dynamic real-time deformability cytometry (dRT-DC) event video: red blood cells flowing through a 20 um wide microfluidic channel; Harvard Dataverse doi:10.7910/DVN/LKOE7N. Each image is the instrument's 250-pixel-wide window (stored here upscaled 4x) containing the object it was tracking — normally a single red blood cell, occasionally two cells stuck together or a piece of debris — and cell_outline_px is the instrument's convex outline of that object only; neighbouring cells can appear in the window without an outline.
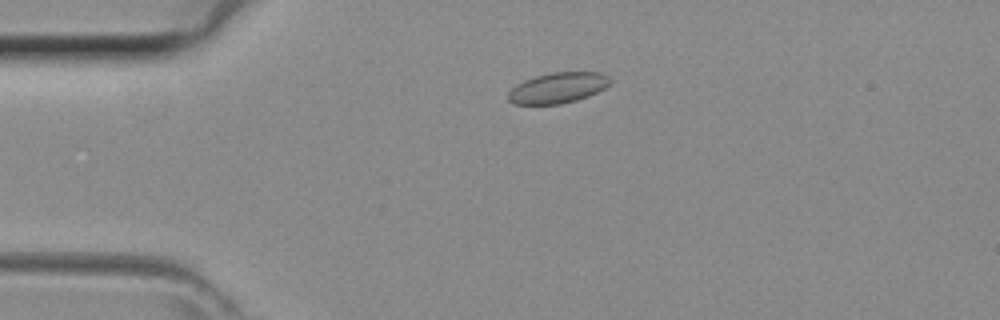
{"species": "common noctule bat (a hibernating species)", "species_latin": "Nyctalus noctula", "temperature_condition": "room temperature", "stored_images_in_passage": 36, "camera_frame_rate_fps": 3000, "um_per_image_px": 0.085, "animal": {"sex": "female", "body_mass_g": 29.2, "forearm_length_mm": 56.3}, "frame": {"image": 1, "passage_image": 3, "time_ms": 0.667, "image_size_px": [1000, 320], "cell_outline_px": [[612, 80], [604, 88], [588, 96], [576, 100], [560, 104], [512, 104], [508, 100], [508, 92], [516, 84], [524, 80], [536, 76], [552, 72], [604, 72]], "centroid_in_image_um": [47.41, 7.46], "position_along_channel_um": 37.6, "area_um2": 18.21}}
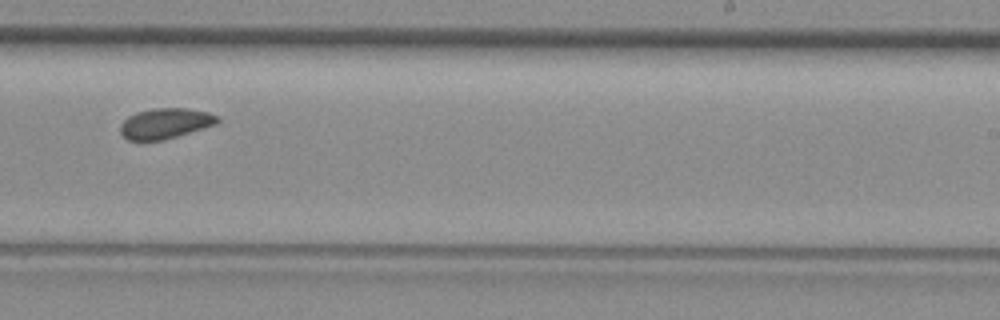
{"frame": {"image": 2, "passage_image": 20, "time_ms": 6.333, "image_size_px": [1000, 320], "cell_outline_px": [[220, 120], [216, 124], [164, 140], [128, 140], [120, 132], [120, 124], [128, 116], [136, 112], [152, 108], [184, 108], [208, 112], [220, 116]], "centroid_in_image_um": [14.05, 10.48], "position_along_channel_um": 275.0, "area_um2": 17.22}}
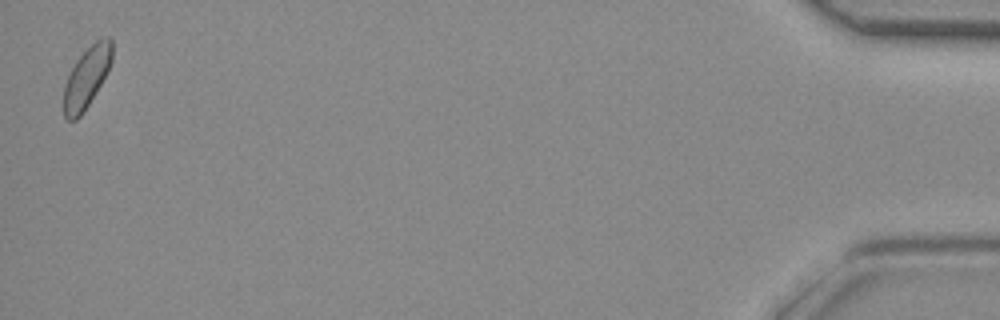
{"frame": {"image": 3, "passage_image": 36, "time_ms": 11.667, "image_size_px": [1000, 320], "cell_outline_px": [[112, 60], [108, 72], [96, 92], [80, 116], [76, 120], [68, 120], [64, 116], [64, 88], [68, 76], [76, 60], [100, 36], [112, 36]], "centroid_in_image_um": [7.4, 6.53], "position_along_channel_um": 427.8, "area_um2": 17.05}}